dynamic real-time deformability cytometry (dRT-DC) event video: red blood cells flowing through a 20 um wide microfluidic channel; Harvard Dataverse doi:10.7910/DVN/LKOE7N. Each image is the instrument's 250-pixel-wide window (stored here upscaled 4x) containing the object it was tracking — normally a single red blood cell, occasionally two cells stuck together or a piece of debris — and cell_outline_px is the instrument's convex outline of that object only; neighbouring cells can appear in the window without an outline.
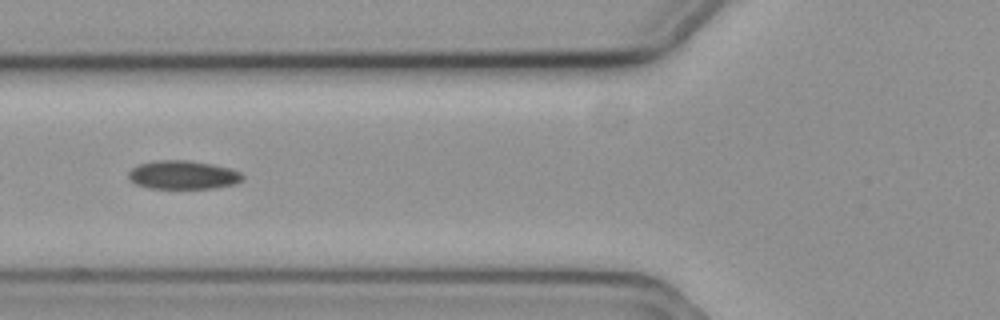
{"species": "common noctule bat (a hibernating species)", "species_latin": "Nyctalus noctula", "temperature_condition": "cold", "stored_images_in_passage": 23, "camera_frame_rate_fps": 3000, "um_per_image_px": 0.085, "animal": {"sex": "female", "body_mass_g": 19.3, "forearm_length_mm": 54.1}, "frame": {"image": 1, "passage_image": 17, "time_ms": 5.333, "image_size_px": [1000, 320], "cell_outline_px": [[244, 180], [236, 184], [216, 188], [148, 188], [136, 184], [128, 176], [128, 172], [132, 168], [140, 164], [156, 160], [188, 160], [212, 164], [228, 168], [240, 172], [244, 176]], "centroid_in_image_um": [15.59, 14.87], "position_along_channel_um": 110.2, "area_um2": 19.02}}
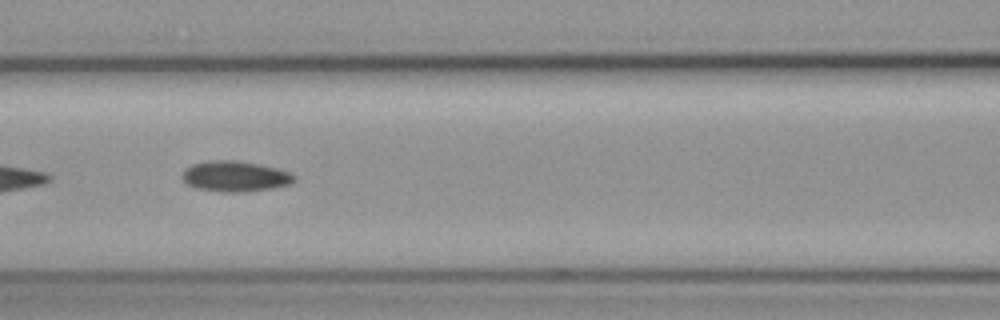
{"frame": {"image": 2, "passage_image": 20, "time_ms": 6.333, "image_size_px": [1000, 320], "cell_outline_px": [[296, 180], [292, 184], [272, 188], [244, 192], [220, 192], [196, 188], [188, 184], [180, 176], [192, 164], [212, 160], [236, 160], [260, 164], [292, 172], [296, 176]], "centroid_in_image_um": [20.04, 14.99], "position_along_channel_um": 146.6, "area_um2": 20.11}}